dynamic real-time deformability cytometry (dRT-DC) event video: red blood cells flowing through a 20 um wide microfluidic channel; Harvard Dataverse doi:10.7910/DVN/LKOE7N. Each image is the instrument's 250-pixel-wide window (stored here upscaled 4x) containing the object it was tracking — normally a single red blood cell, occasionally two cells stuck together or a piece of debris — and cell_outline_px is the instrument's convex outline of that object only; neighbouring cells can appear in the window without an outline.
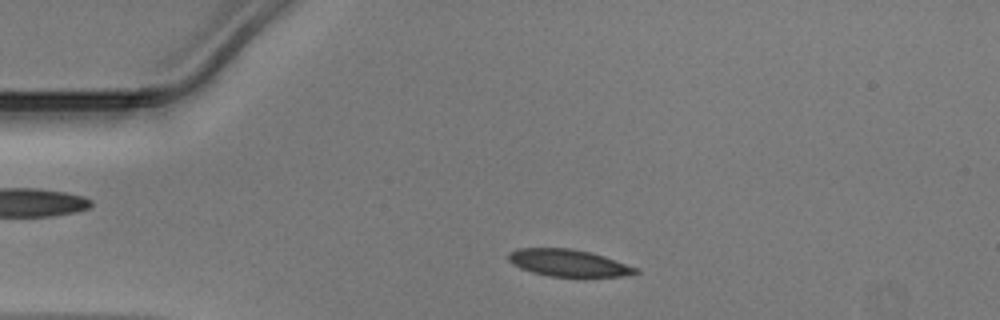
{"species": "Egyptian fruit bat (a non-hibernating species)", "species_latin": "Rousettus aegyptiacus", "temperature_condition": "warm", "stored_images_in_passage": 38, "camera_frame_rate_fps": 3000, "um_per_image_px": 0.085, "animal": {"sex": "male"}, "frame": {"image": 1, "passage_image": 6, "time_ms": 1.667, "image_size_px": [1000, 320], "cell_outline_px": [[640, 272], [624, 276], [548, 276], [532, 272], [520, 268], [512, 264], [508, 260], [508, 252], [516, 248], [572, 248], [592, 252], [604, 256], [636, 268]], "centroid_in_image_um": [48.25, 22.33], "position_along_channel_um": 36.7, "area_um2": 19.94}}
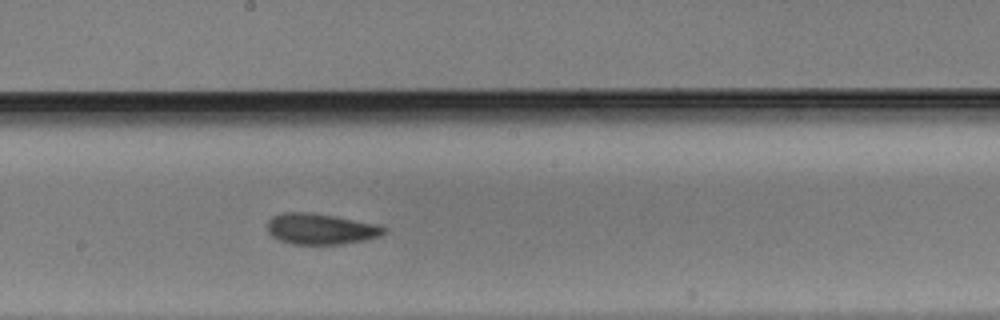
{"frame": {"image": 2, "passage_image": 22, "time_ms": 7.0, "image_size_px": [1000, 320], "cell_outline_px": [[384, 232], [380, 236], [364, 240], [344, 244], [292, 244], [280, 240], [272, 236], [268, 232], [268, 220], [272, 216], [280, 212], [308, 212], [332, 216], [376, 224], [384, 228]], "centroid_in_image_um": [27.2, 19.46], "position_along_channel_um": 221.0, "area_um2": 20.75}}
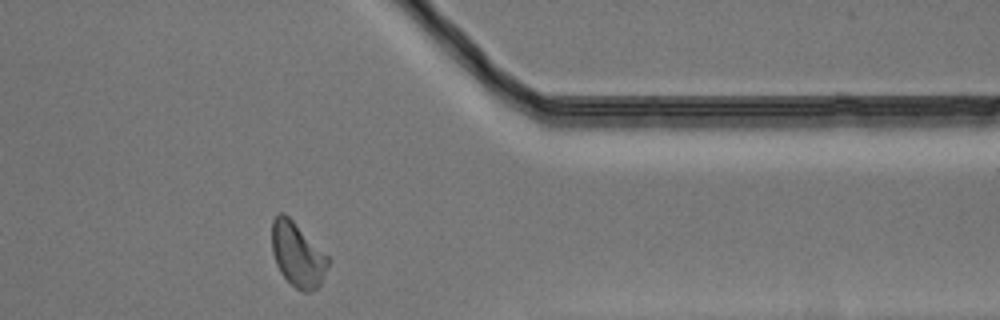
{"frame": {"image": 3, "passage_image": 35, "time_ms": 11.333, "image_size_px": [1000, 320], "cell_outline_px": [[332, 260], [320, 284], [316, 288], [308, 292], [304, 292], [296, 288], [280, 272], [276, 264], [272, 252], [272, 220], [280, 212], [284, 212]], "centroid_in_image_um": [25.3, 21.65], "position_along_channel_um": 386.1, "area_um2": 20.92}}